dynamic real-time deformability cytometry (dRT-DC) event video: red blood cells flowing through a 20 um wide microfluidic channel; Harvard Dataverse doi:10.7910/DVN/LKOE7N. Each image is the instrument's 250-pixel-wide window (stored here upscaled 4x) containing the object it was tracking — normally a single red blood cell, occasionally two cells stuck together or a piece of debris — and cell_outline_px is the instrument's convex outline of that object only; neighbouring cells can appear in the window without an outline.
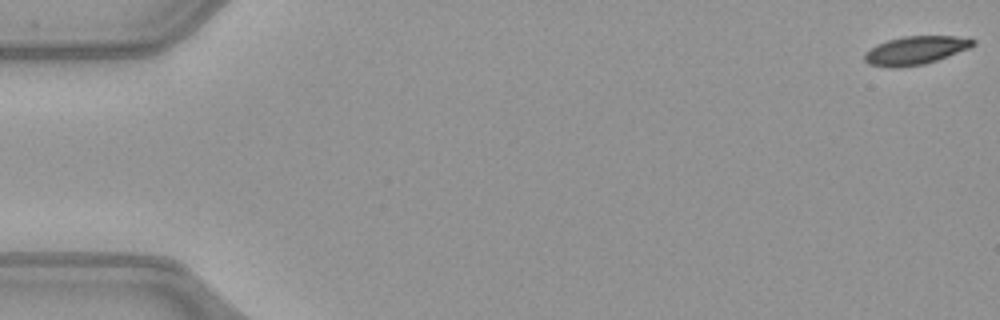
{"species": "common noctule bat (a hibernating species)", "species_latin": "Nyctalus noctula", "temperature_condition": "warm", "stored_images_in_passage": 52, "camera_frame_rate_fps": 3000, "um_per_image_px": 0.085, "animal": {"sex": "female", "body_mass_g": 21.9}, "frame": {"image": 1, "passage_image": 1, "time_ms": 0.0, "image_size_px": [1000, 320], "cell_outline_px": [[976, 44], [968, 48], [936, 60], [924, 64], [900, 68], [888, 68], [868, 64], [864, 60], [864, 52], [876, 44], [888, 40], [904, 36], [956, 36], [976, 40]], "centroid_in_image_um": [77.75, 4.29], "position_along_channel_um": 7.2, "area_um2": 17.98}}
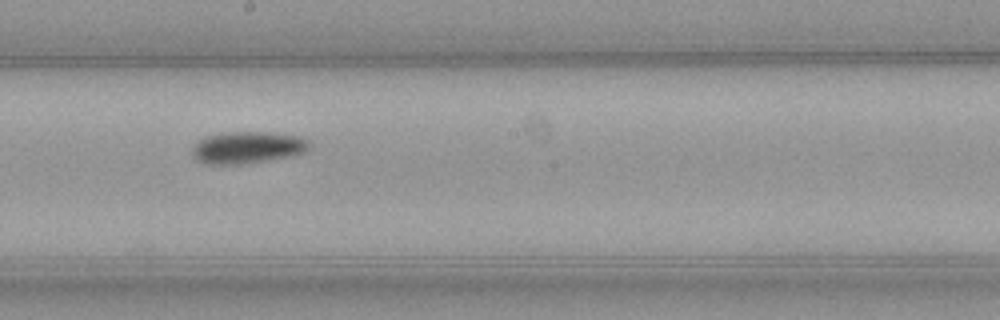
{"frame": {"image": 2, "passage_image": 29, "time_ms": 9.333, "image_size_px": [1000, 320], "cell_outline_px": [[308, 148], [304, 152], [296, 156], [244, 164], [204, 164], [196, 160], [192, 156], [192, 148], [200, 140], [208, 136], [232, 132], [264, 132], [300, 136], [308, 140]], "centroid_in_image_um": [21.05, 12.56], "position_along_channel_um": 227.2, "area_um2": 21.79}}
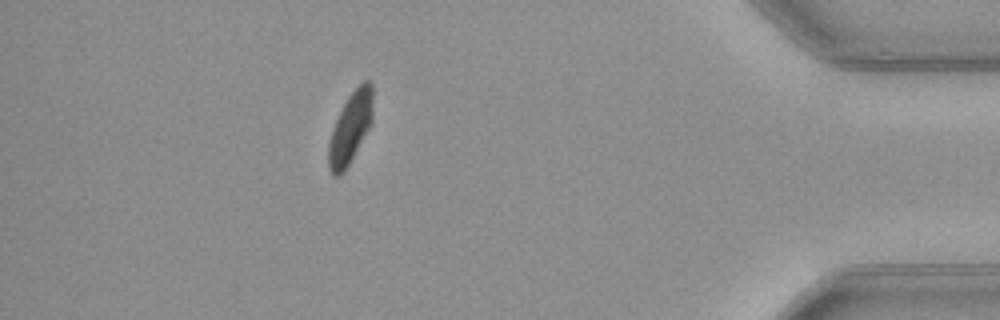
{"frame": {"image": 3, "passage_image": 46, "time_ms": 15.0, "image_size_px": [1000, 320], "cell_outline_px": [[372, 124], [344, 172], [336, 176], [332, 176], [328, 168], [328, 144], [332, 128], [348, 96], [364, 80], [368, 80], [372, 84]], "centroid_in_image_um": [29.78, 10.9], "position_along_channel_um": 405.4, "area_um2": 18.32}, "authors_computed_cell_mechanics": {"area_um2": 19.7387, "velocity_mm_per_s": 4.0301, "shape_relaxation_time_tau1_ms": 6.4538, "shape_relaxation_time_tau2_ms": null, "deformation_change_tau1": 0.1556, "deformation_change_tau2": null}}